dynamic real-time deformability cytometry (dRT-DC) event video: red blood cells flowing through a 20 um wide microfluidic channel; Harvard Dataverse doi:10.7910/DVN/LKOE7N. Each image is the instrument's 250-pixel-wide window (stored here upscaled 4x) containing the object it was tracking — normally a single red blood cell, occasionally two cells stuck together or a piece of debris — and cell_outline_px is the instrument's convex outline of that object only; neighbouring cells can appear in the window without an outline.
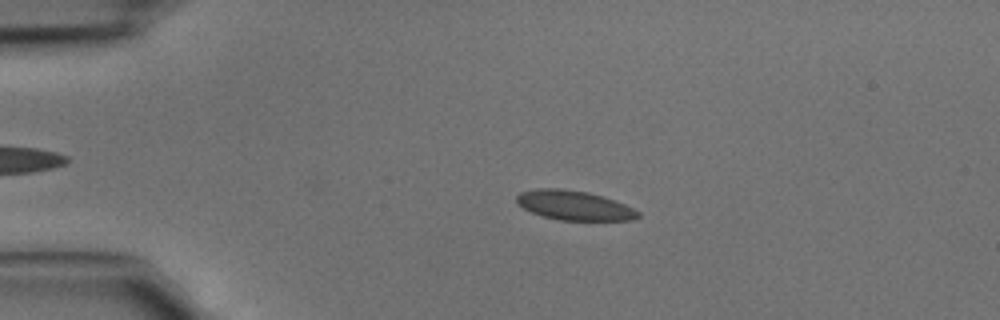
{"species": "common noctule bat (a hibernating species)", "species_latin": "Nyctalus noctula", "temperature_condition": "cold", "stored_images_in_passage": 44, "camera_frame_rate_fps": 3000, "um_per_image_px": 0.085, "animal": {"sex": "male", "body_mass_g": 15.6}, "frame": {"image": 1, "passage_image": 9, "time_ms": 2.667, "image_size_px": [1000, 320], "cell_outline_px": [[640, 216], [632, 220], [560, 220], [544, 216], [532, 212], [516, 204], [516, 196], [520, 192], [536, 188], [560, 188], [588, 192], [604, 196], [624, 204], [640, 212]], "centroid_in_image_um": [48.79, 17.44], "position_along_channel_um": 36.2, "area_um2": 20.87}}
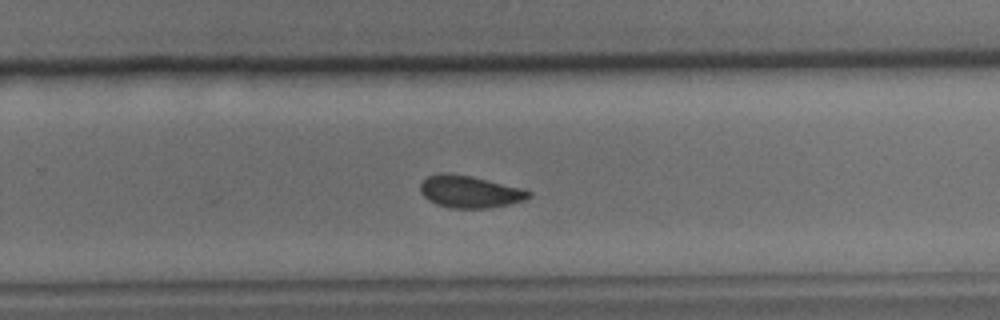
{"frame": {"image": 2, "passage_image": 29, "time_ms": 9.333, "image_size_px": [1000, 320], "cell_outline_px": [[532, 196], [524, 200], [508, 204], [488, 208], [452, 208], [436, 204], [428, 200], [420, 192], [420, 184], [428, 176], [440, 172], [448, 172], [468, 176], [520, 188], [532, 192]], "centroid_in_image_um": [39.89, 16.3], "position_along_channel_um": 289.9, "area_um2": 20.06}}
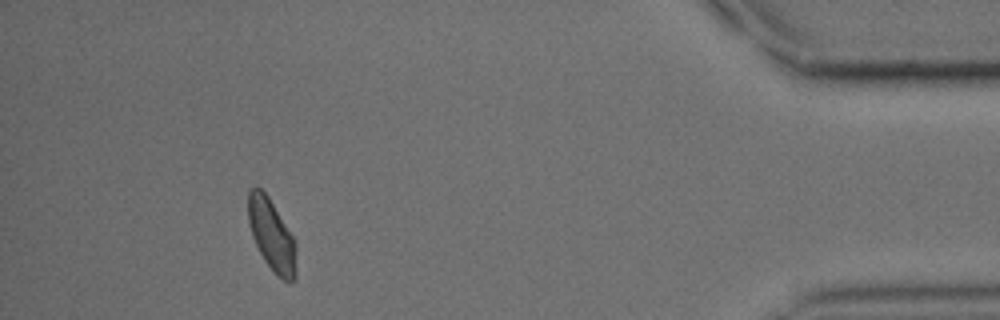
{"frame": {"image": 3, "passage_image": 41, "time_ms": 13.333, "image_size_px": [1000, 320], "cell_outline_px": [[296, 280], [284, 280], [276, 276], [264, 260], [252, 236], [248, 220], [248, 192], [252, 188], [260, 188], [268, 196], [292, 236], [296, 244]], "centroid_in_image_um": [23.09, 20.02], "position_along_channel_um": 412.1, "area_um2": 19.83}}